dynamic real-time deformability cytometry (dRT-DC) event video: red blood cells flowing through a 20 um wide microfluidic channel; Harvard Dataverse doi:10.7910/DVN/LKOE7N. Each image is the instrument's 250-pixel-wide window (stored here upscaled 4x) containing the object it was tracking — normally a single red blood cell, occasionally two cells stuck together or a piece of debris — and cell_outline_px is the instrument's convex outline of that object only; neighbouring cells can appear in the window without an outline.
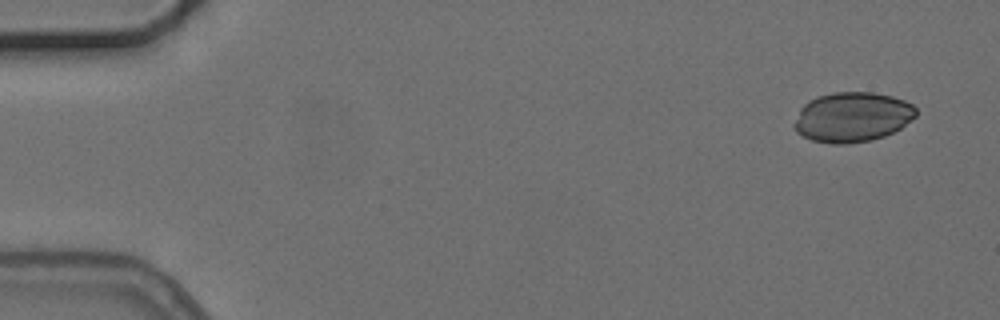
{"species": "common noctule bat (a hibernating species)", "species_latin": "Nyctalus noctula", "temperature_condition": "cold", "stored_images_in_passage": 4, "camera_frame_rate_fps": 3000, "um_per_image_px": 0.085, "animal": {"sex": "female", "body_mass_g": 24.6, "forearm_length_mm": 56.2}, "frame": {"image": 1, "passage_image": 1, "time_ms": 0.0, "image_size_px": [1000, 320], "cell_outline_px": [[916, 116], [900, 128], [884, 136], [872, 140], [848, 144], [832, 144], [812, 140], [796, 132], [792, 124], [800, 108], [808, 100], [816, 96], [832, 92], [872, 92], [892, 96], [904, 100], [912, 104], [916, 108]], "centroid_in_image_um": [72.41, 9.94], "position_along_channel_um": 12.6, "area_um2": 35.66}}